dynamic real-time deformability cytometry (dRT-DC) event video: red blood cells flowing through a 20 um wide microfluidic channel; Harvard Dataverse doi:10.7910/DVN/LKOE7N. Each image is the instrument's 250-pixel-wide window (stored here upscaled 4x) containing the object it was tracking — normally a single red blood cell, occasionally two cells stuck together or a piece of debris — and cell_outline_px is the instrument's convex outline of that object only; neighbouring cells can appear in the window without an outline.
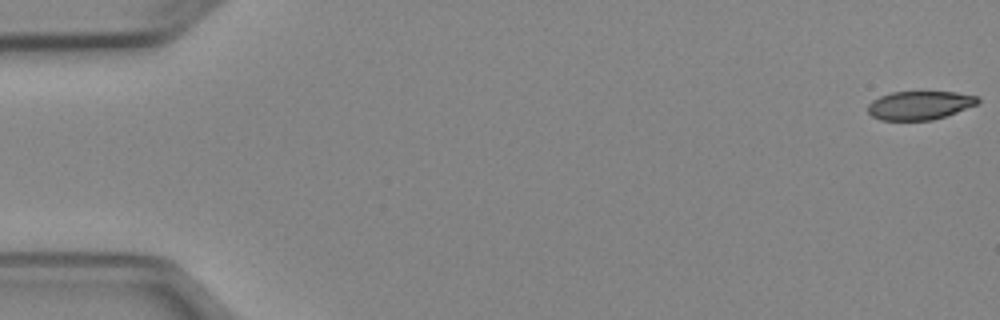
{"species": "Egyptian fruit bat (a non-hibernating species)", "species_latin": "Rousettus aegyptiacus", "temperature_condition": "cold", "stored_images_in_passage": 14, "camera_frame_rate_fps": 3000, "um_per_image_px": 0.085, "animal": {"sex": "female"}, "frame": {"image": 1, "passage_image": 1, "time_ms": 0.0, "image_size_px": [1000, 320], "cell_outline_px": [[980, 100], [976, 104], [956, 112], [932, 120], [880, 120], [872, 116], [868, 112], [868, 104], [872, 100], [880, 96], [892, 92], [956, 92], [980, 96]], "centroid_in_image_um": [78.16, 8.94], "position_along_channel_um": 6.8, "area_um2": 18.26}}
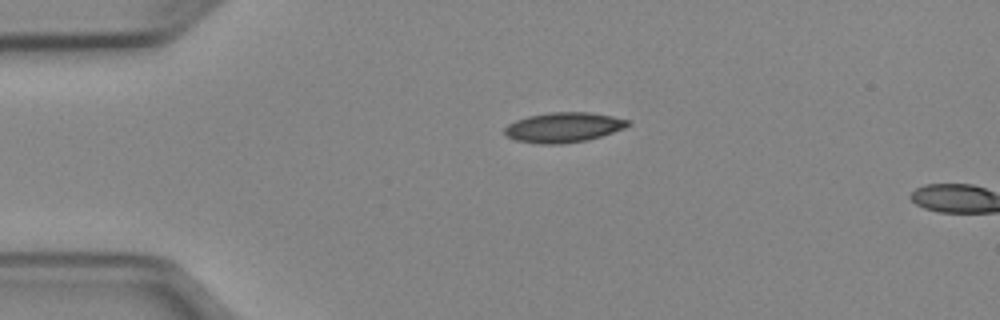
{"frame": {"image": 2, "passage_image": 12, "time_ms": 3.667, "image_size_px": [1000, 320], "cell_outline_px": [[632, 124], [624, 128], [588, 140], [560, 144], [540, 144], [516, 140], [508, 136], [504, 132], [504, 128], [508, 124], [516, 120], [528, 116], [548, 112], [588, 112], [612, 116], [628, 120]], "centroid_in_image_um": [47.89, 10.82], "position_along_channel_um": 37.1, "area_um2": 21.44}}